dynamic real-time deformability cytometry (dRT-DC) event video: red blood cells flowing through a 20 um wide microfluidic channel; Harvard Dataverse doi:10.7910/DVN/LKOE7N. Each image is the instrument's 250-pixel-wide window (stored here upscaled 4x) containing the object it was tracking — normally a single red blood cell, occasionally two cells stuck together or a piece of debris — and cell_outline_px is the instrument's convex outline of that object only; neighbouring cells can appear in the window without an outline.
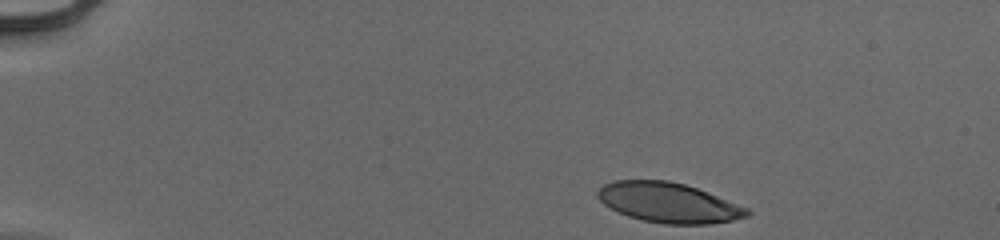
{"species": "human", "species_latin": "Homo sapiens", "temperature_condition": "cold", "stored_images_in_passage": 39, "camera_frame_rate_fps": 3000, "um_per_image_px": 0.085, "donor": {"sex": "male"}, "frame": {"image": 1, "passage_image": 1, "time_ms": 0.0, "image_size_px": [1000, 240], "cell_outline_px": [[752, 212], [748, 216], [732, 220], [708, 224], [664, 224], [644, 220], [628, 216], [604, 204], [596, 196], [596, 192], [604, 184], [616, 180], [668, 180], [684, 184], [708, 192], [748, 208]], "centroid_in_image_um": [56.83, 17.22], "position_along_channel_um": 28.2, "area_um2": 34.56}}
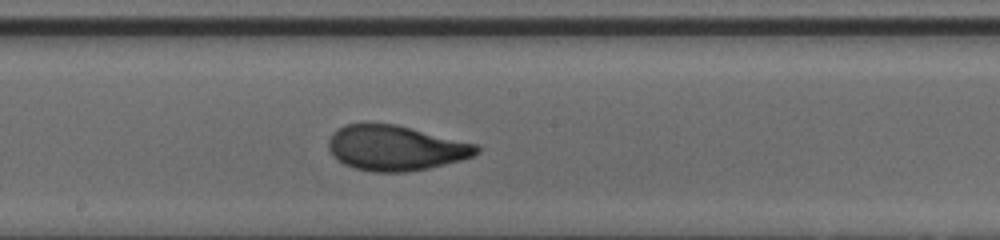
{"frame": {"image": 2, "passage_image": 23, "time_ms": 7.333, "image_size_px": [1000, 240], "cell_outline_px": [[480, 152], [472, 156], [460, 160], [428, 168], [404, 172], [372, 172], [352, 168], [344, 164], [332, 156], [328, 148], [328, 140], [332, 132], [336, 128], [344, 124], [364, 120], [396, 124], [480, 144]], "centroid_in_image_um": [33.57, 12.53], "position_along_channel_um": 214.6, "area_um2": 40.06}}
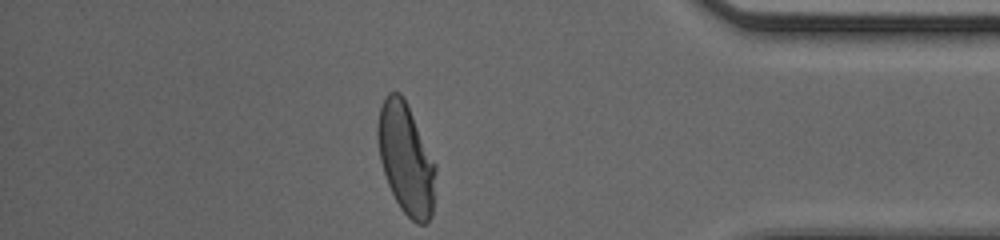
{"frame": {"image": 3, "passage_image": 39, "time_ms": 12.667, "image_size_px": [1000, 240], "cell_outline_px": [[436, 172], [432, 216], [424, 224], [416, 224], [400, 208], [388, 184], [380, 160], [376, 136], [376, 124], [380, 108], [388, 92], [400, 92], [404, 96], [436, 164]], "centroid_in_image_um": [34.5, 13.48], "position_along_channel_um": 400.7, "area_um2": 37.57}, "authors_computed_cell_mechanics": {"area_um2": 38.0902, "velocity_mm_per_s": 3.9477, "shape_relaxation_time_tau1_ms": 3.4873, "shape_relaxation_time_tau2_ms": 0.7719, "deformation_change_tau1": 0.1882, "deformation_change_tau2": 0.0716}}